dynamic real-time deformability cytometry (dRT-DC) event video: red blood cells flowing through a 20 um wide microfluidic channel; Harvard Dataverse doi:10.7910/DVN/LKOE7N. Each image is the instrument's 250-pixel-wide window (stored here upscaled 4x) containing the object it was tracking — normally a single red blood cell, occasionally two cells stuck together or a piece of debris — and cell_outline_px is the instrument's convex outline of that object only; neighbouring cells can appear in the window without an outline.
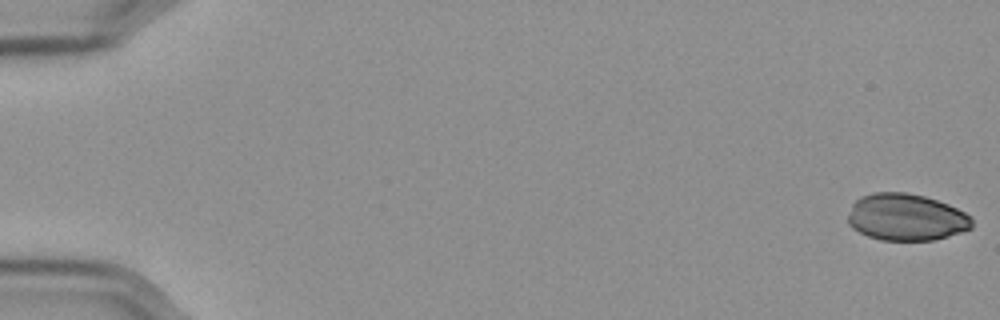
{"species": "Egyptian fruit bat (a non-hibernating species)", "species_latin": "Rousettus aegyptiacus", "temperature_condition": "cold", "stored_images_in_passage": 57, "camera_frame_rate_fps": 3000, "um_per_image_px": 0.085, "frame": {"image": 1, "passage_image": 1, "time_ms": 0.0, "image_size_px": [1000, 320], "cell_outline_px": [[972, 228], [948, 236], [932, 240], [880, 240], [868, 236], [852, 228], [848, 224], [848, 216], [852, 204], [860, 196], [872, 192], [904, 192], [924, 196], [948, 204], [972, 216]], "centroid_in_image_um": [77.0, 18.46], "position_along_channel_um": 8.0, "area_um2": 33.93}}
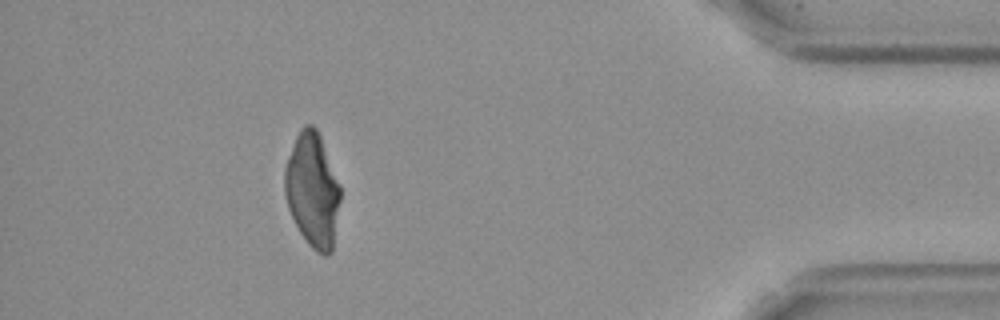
{"frame": {"image": 2, "passage_image": 52, "time_ms": 17.0, "image_size_px": [1000, 320], "cell_outline_px": [[340, 200], [332, 252], [328, 256], [324, 256], [316, 252], [308, 244], [300, 232], [288, 208], [284, 192], [284, 168], [288, 156], [296, 136], [300, 128], [304, 124], [312, 124], [316, 128], [320, 136], [340, 184]], "centroid_in_image_um": [26.56, 16.16], "position_along_channel_um": 408.6, "area_um2": 37.11}}